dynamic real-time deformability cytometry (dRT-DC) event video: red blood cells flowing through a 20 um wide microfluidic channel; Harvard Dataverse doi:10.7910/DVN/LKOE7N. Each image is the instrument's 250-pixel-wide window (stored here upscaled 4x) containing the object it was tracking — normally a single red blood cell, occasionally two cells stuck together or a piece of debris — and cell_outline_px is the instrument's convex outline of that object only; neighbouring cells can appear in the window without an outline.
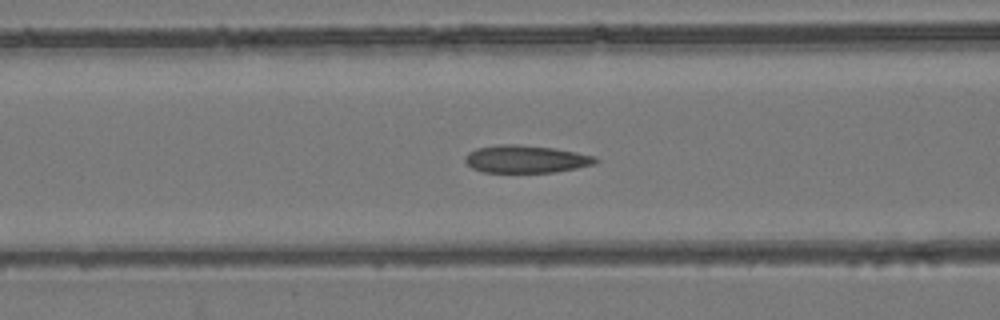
{"species": "common noctule bat (a hibernating species)", "species_latin": "Nyctalus noctula", "temperature_condition": "room temperature", "stored_images_in_passage": 53, "camera_frame_rate_fps": 3000, "um_per_image_px": 0.085, "animal": {"sex": "female", "body_mass_g": 24.6, "forearm_length_mm": 56.2}, "frame": {"image": 1, "passage_image": 22, "time_ms": 7.0, "image_size_px": [1000, 320], "cell_outline_px": [[600, 160], [596, 164], [556, 172], [484, 172], [472, 168], [464, 160], [464, 156], [468, 152], [476, 148], [500, 144], [516, 144], [556, 148], [596, 156]], "centroid_in_image_um": [44.72, 13.51], "position_along_channel_um": 121.9, "area_um2": 21.15}}
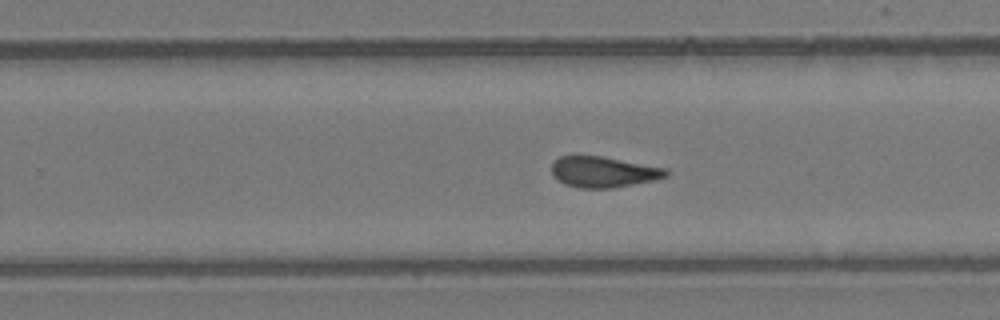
{"frame": {"image": 2, "passage_image": 34, "time_ms": 11.0, "image_size_px": [1000, 320], "cell_outline_px": [[668, 176], [656, 180], [612, 188], [580, 188], [564, 184], [552, 172], [552, 164], [560, 156], [604, 156], [668, 168]], "centroid_in_image_um": [51.36, 14.61], "position_along_channel_um": 278.4, "area_um2": 20.58}}
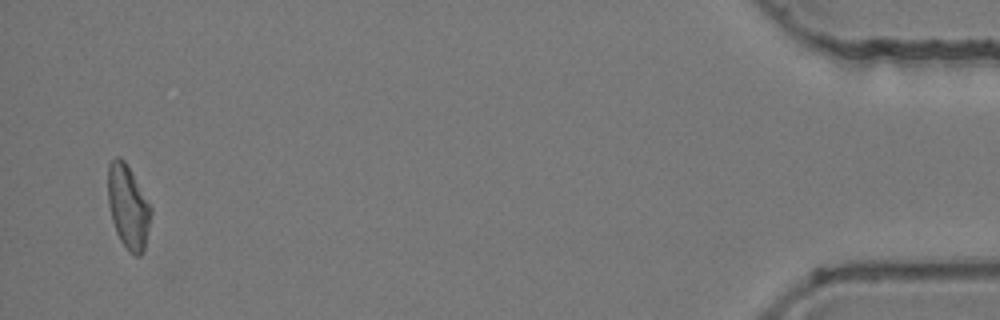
{"frame": {"image": 3, "passage_image": 52, "time_ms": 17.0, "image_size_px": [1000, 320], "cell_outline_px": [[152, 212], [144, 252], [140, 256], [136, 256], [120, 240], [116, 232], [112, 220], [108, 200], [108, 164], [116, 156], [120, 156], [124, 160], [132, 172], [152, 208]], "centroid_in_image_um": [10.9, 17.56], "position_along_channel_um": 424.3, "area_um2": 20.87}, "authors_computed_cell_mechanics": {"area_um2": 21.2126, "velocity_mm_per_s": 3.9272, "shape_relaxation_time_tau1_ms": null, "shape_relaxation_time_tau2_ms": 2.2006, "deformation_change_tau1": null, "deformation_change_tau2": 0.0946}}